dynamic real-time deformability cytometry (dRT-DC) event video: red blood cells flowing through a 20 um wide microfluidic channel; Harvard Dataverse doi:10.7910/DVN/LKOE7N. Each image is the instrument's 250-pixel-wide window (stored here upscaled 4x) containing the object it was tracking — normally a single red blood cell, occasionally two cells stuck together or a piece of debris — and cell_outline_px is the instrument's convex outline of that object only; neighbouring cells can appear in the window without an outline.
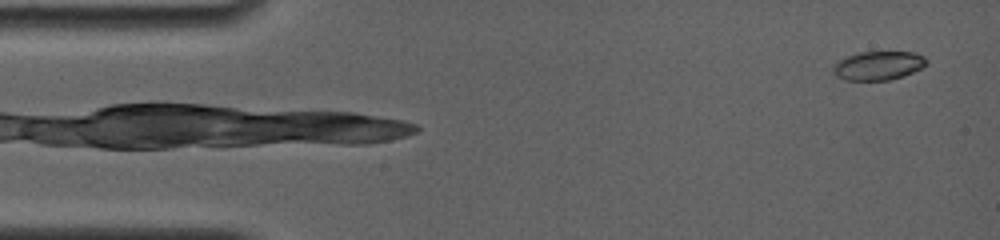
{"species": "common noctule bat (a hibernating species)", "species_latin": "Nyctalus noctula", "temperature_condition": "room temperature", "stored_images_in_passage": 44, "camera_frame_rate_fps": 4000, "um_per_image_px": 0.085, "animal": {"sex": "female", "body_mass_g": 19.0, "forearm_length_mm": 56.7}, "frame": {"image": 1, "passage_image": 8, "time_ms": 0.75, "image_size_px": [1000, 240], "cell_outline_px": [[928, 60], [920, 68], [904, 76], [888, 80], [844, 80], [836, 76], [832, 72], [832, 64], [848, 56], [860, 52], [912, 52], [924, 56]], "centroid_in_image_um": [74.61, 5.58], "position_along_channel_um": 10.4, "area_um2": 15.61}}